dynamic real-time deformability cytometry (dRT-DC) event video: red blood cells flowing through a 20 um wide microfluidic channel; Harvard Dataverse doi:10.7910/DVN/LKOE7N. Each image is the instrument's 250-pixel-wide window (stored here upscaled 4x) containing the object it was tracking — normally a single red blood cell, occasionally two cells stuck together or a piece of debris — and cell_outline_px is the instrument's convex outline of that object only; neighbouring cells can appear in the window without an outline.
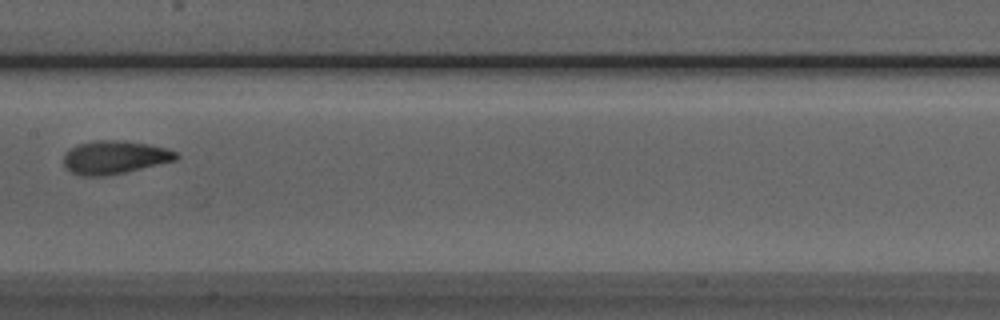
{"species": "Egyptian fruit bat (a non-hibernating species)", "species_latin": "Rousettus aegyptiacus", "temperature_condition": "room temperature", "stored_images_in_passage": 6, "camera_frame_rate_fps": 3000, "um_per_image_px": 0.085, "animal": {"sex": "male"}, "frame": {"image": 1, "passage_image": 6, "time_ms": 6.667, "image_size_px": [1000, 320], "cell_outline_px": [[180, 156], [176, 160], [124, 172], [104, 176], [80, 176], [72, 172], [64, 164], [64, 152], [68, 148], [80, 144], [96, 140], [124, 140], [148, 144], [168, 148], [176, 152]], "centroid_in_image_um": [9.74, 13.36], "position_along_channel_um": 197.7, "area_um2": 21.79}}